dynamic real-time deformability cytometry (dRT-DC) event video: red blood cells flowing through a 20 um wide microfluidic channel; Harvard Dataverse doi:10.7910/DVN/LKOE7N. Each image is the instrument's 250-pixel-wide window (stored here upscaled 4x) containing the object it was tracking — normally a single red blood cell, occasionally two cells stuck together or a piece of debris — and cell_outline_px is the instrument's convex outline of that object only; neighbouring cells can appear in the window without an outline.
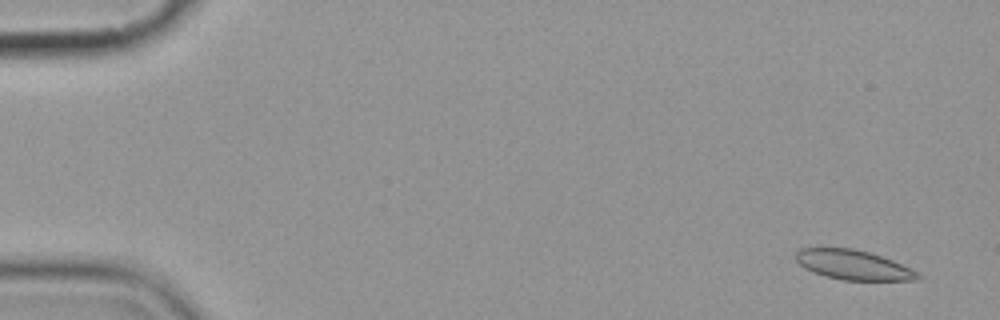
{"species": "common noctule bat (a hibernating species)", "species_latin": "Nyctalus noctula", "temperature_condition": "cold", "stored_images_in_passage": 15, "camera_frame_rate_fps": 3000, "um_per_image_px": 0.085, "animal": {"sex": "female", "body_mass_g": 19.9}, "frame": {"image": 1, "passage_image": 1, "time_ms": 0.0, "image_size_px": [1000, 320], "cell_outline_px": [[924, 276], [916, 280], [844, 280], [824, 276], [812, 272], [804, 268], [796, 260], [796, 252], [800, 248], [852, 248], [868, 252], [892, 260], [912, 268], [920, 272]], "centroid_in_image_um": [72.56, 22.52], "position_along_channel_um": 12.4, "area_um2": 21.15}}
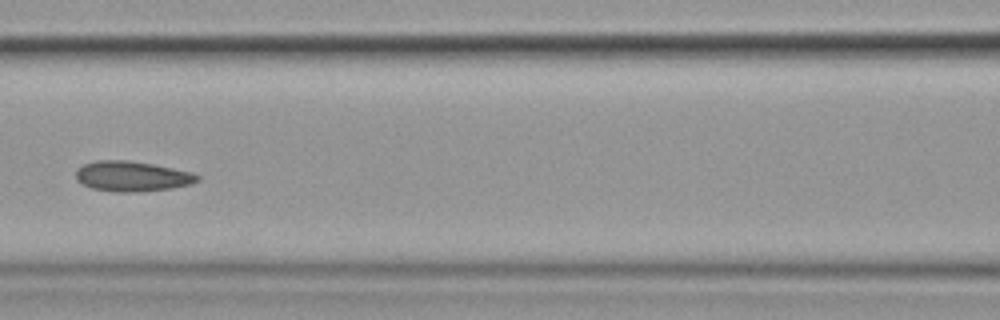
{"frame": {"image": 2, "passage_image": 7, "time_ms": 7.667, "image_size_px": [1000, 320], "cell_outline_px": [[200, 180], [192, 184], [172, 188], [140, 192], [112, 192], [92, 188], [76, 180], [76, 168], [84, 164], [96, 160], [128, 160], [152, 164], [192, 172], [200, 176]], "centroid_in_image_um": [11.23, 14.99], "position_along_channel_um": 155.4, "area_um2": 21.56}}
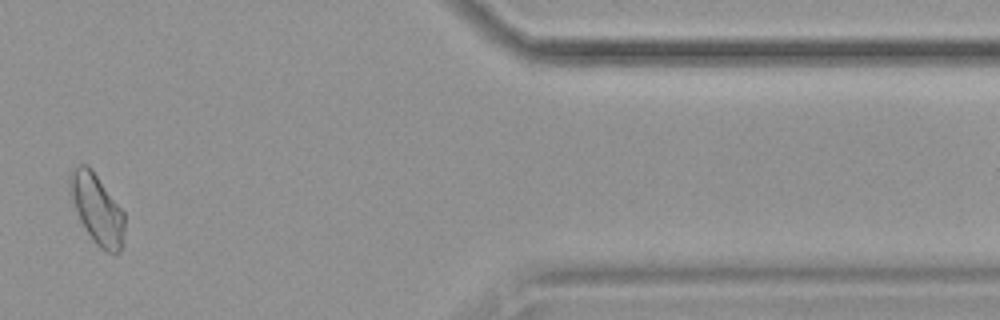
{"frame": {"image": 3, "passage_image": 14, "time_ms": 15.667, "image_size_px": [1000, 320], "cell_outline_px": [[124, 232], [120, 252], [108, 252], [100, 248], [96, 244], [80, 220], [68, 192], [68, 172], [76, 164], [88, 164], [92, 168], [124, 212]], "centroid_in_image_um": [8.2, 17.68], "position_along_channel_um": 403.2, "area_um2": 22.43}, "authors_computed_cell_mechanics": {"area_um2": 21.1548, "velocity_mm_per_s": 3.5766, "shape_relaxation_time_tau1_ms": null, "shape_relaxation_time_tau2_ms": 1.7029, "deformation_change_tau1": null, "deformation_change_tau2": 0.0523}}